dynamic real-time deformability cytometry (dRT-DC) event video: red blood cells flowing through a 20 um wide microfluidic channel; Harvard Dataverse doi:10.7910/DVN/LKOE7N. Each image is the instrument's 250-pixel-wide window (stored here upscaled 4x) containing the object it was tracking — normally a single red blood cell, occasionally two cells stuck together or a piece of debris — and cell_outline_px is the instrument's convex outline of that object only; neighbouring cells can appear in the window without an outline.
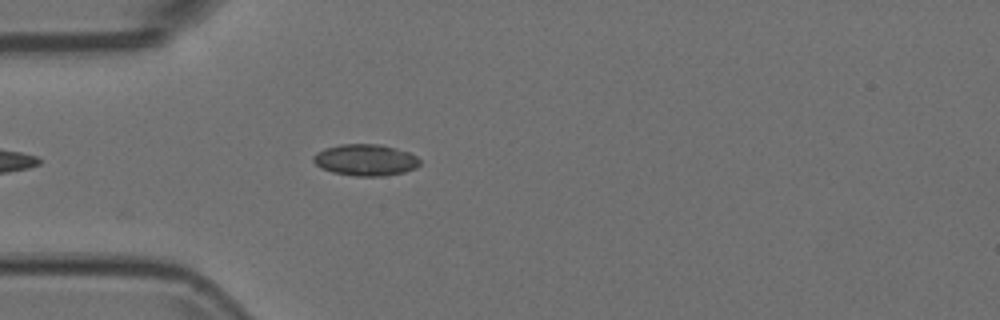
{"species": "Egyptian fruit bat (a non-hibernating species)", "species_latin": "Rousettus aegyptiacus", "temperature_condition": "room temperature", "stored_images_in_passage": 15, "camera_frame_rate_fps": 3000, "um_per_image_px": 0.085, "animal": {"sex": "female"}, "frame": {"image": 1, "passage_image": 5, "time_ms": 1.333, "image_size_px": [1000, 320], "cell_outline_px": [[420, 164], [416, 168], [404, 172], [380, 176], [356, 176], [332, 172], [320, 168], [312, 160], [312, 156], [316, 152], [324, 148], [340, 144], [380, 144], [396, 148], [408, 152], [416, 156], [420, 160]], "centroid_in_image_um": [31.04, 13.59], "position_along_channel_um": 54.0, "area_um2": 19.65}}
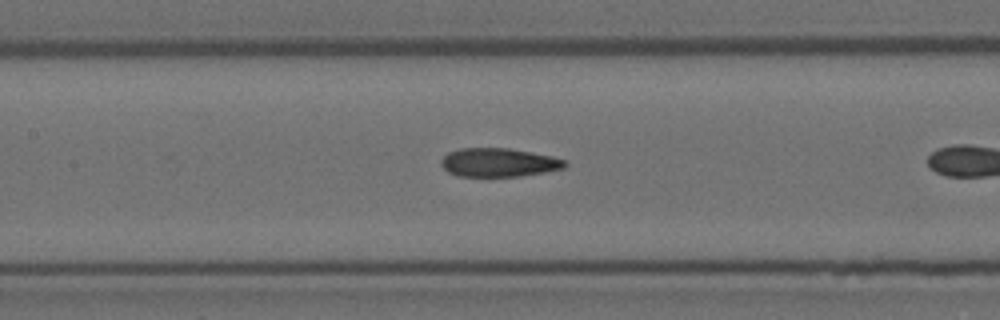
{"frame": {"image": 2, "passage_image": 11, "time_ms": 3.333, "image_size_px": [1000, 320], "cell_outline_px": [[568, 164], [564, 168], [544, 172], [520, 176], [456, 176], [448, 172], [440, 164], [440, 160], [448, 152], [460, 148], [508, 148], [552, 156], [564, 160]], "centroid_in_image_um": [42.36, 13.81], "position_along_channel_um": 165.0, "area_um2": 20.63}}